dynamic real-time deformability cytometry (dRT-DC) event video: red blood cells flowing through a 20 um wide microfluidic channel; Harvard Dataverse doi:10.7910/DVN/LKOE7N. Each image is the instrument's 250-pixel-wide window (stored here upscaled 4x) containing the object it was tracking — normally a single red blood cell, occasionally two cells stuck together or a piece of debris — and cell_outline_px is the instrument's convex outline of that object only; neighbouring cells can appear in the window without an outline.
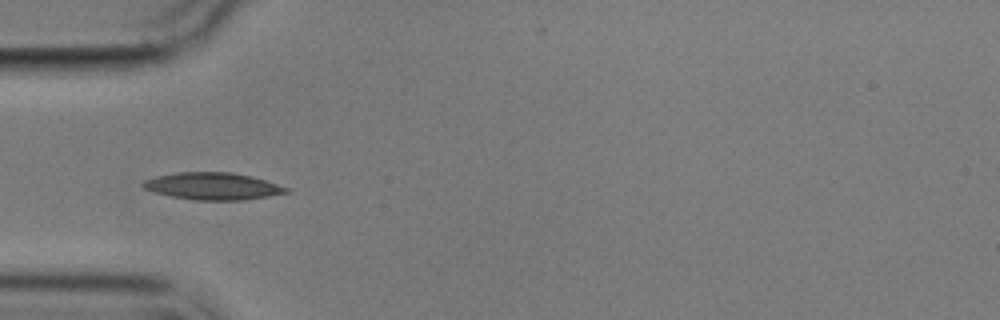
{"species": "common noctule bat (a hibernating species)", "species_latin": "Nyctalus noctula", "temperature_condition": "cold", "stored_images_in_passage": 10, "camera_frame_rate_fps": 3000, "um_per_image_px": 0.085, "animal": {"sex": "male", "body_mass_g": 17.9}, "frame": {"image": 1, "passage_image": 5, "time_ms": 4.667, "image_size_px": [1000, 320], "cell_outline_px": [[292, 192], [268, 196], [240, 200], [192, 200], [172, 196], [156, 192], [144, 188], [140, 184], [144, 180], [156, 176], [176, 172], [232, 172], [252, 176], [292, 188]], "centroid_in_image_um": [18.13, 15.82], "position_along_channel_um": 66.9, "area_um2": 22.77}}
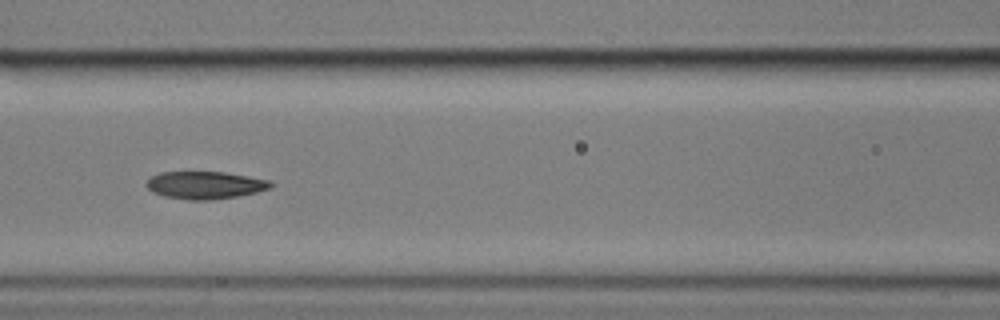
{"frame": {"image": 2, "passage_image": 7, "time_ms": 7.0, "image_size_px": [1000, 320], "cell_outline_px": [[276, 184], [268, 188], [256, 192], [236, 196], [208, 200], [192, 200], [164, 196], [152, 192], [144, 184], [152, 176], [160, 172], [224, 172], [248, 176], [268, 180]], "centroid_in_image_um": [17.41, 15.73], "position_along_channel_um": 149.2, "area_um2": 19.77}}
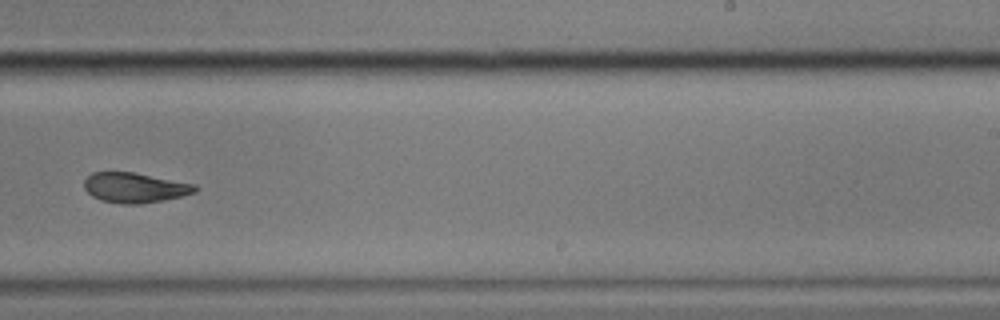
{"frame": {"image": 3, "passage_image": 10, "time_ms": 10.667, "image_size_px": [1000, 320], "cell_outline_px": [[200, 188], [196, 192], [164, 200], [140, 204], [120, 204], [100, 200], [92, 196], [84, 188], [84, 180], [92, 172], [132, 172], [196, 184]], "centroid_in_image_um": [11.46, 15.95], "position_along_channel_um": 277.5, "area_um2": 19.48}}